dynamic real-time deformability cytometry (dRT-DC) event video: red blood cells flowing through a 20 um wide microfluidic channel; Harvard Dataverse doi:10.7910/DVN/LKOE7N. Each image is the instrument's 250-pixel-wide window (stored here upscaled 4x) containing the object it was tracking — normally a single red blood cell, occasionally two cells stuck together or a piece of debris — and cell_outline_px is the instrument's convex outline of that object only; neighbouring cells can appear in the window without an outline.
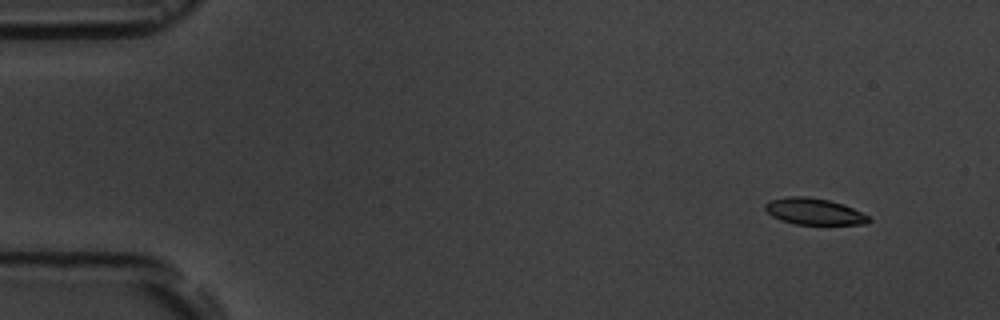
{"species": "common noctule bat (a hibernating species)", "species_latin": "Nyctalus noctula", "temperature_condition": "room temperature", "stored_images_in_passage": 5, "camera_frame_rate_fps": 3000, "um_per_image_px": 0.085, "animal": {"sex": "male", "body_mass_g": 19.5, "forearm_length_mm": 54.6}, "frame": {"image": 1, "passage_image": 2, "time_ms": 1.333, "image_size_px": [1000, 320], "cell_outline_px": [[872, 220], [868, 224], [796, 224], [780, 220], [772, 216], [764, 208], [764, 204], [772, 200], [788, 196], [808, 196], [828, 200], [844, 204], [868, 216]], "centroid_in_image_um": [69.2, 17.97], "position_along_channel_um": 15.8, "area_um2": 15.9}}
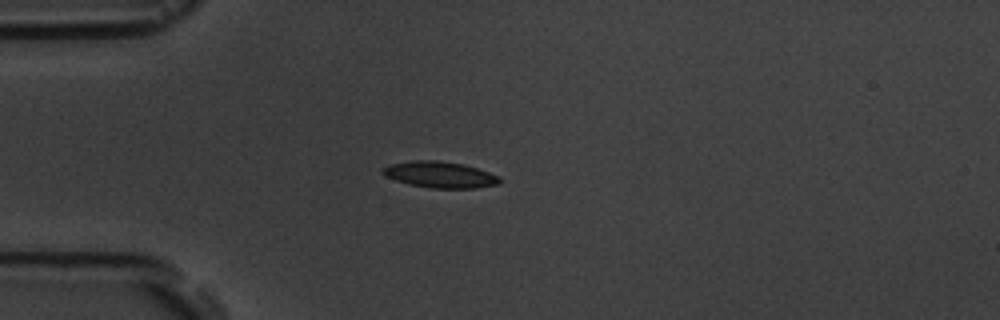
{"frame": {"image": 2, "passage_image": 5, "time_ms": 4.667, "image_size_px": [1000, 320], "cell_outline_px": [[500, 184], [476, 188], [432, 188], [408, 184], [384, 176], [380, 172], [380, 168], [392, 164], [416, 160], [436, 160], [464, 164], [500, 176]], "centroid_in_image_um": [37.38, 14.85], "position_along_channel_um": 47.6, "area_um2": 17.92}}